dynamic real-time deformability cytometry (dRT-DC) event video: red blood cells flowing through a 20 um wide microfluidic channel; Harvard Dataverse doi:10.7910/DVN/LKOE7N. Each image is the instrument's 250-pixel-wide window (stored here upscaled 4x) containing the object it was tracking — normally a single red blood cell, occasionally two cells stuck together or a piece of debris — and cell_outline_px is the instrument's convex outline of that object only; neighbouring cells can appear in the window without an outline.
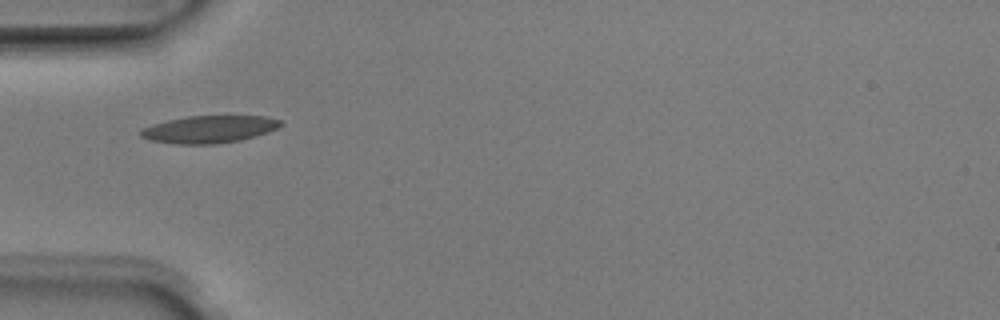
{"species": "Egyptian fruit bat (a non-hibernating species)", "species_latin": "Rousettus aegyptiacus", "temperature_condition": "room temperature", "stored_images_in_passage": 5, "camera_frame_rate_fps": 3000, "um_per_image_px": 0.085, "animal": {"sex": "male"}, "frame": {"image": 1, "passage_image": 1, "time_ms": 0.0, "image_size_px": [1000, 320], "cell_outline_px": [[284, 124], [268, 132], [240, 140], [216, 144], [176, 144], [148, 140], [140, 136], [140, 128], [152, 124], [168, 120], [188, 116], [264, 116], [280, 120]], "centroid_in_image_um": [17.74, 10.99], "position_along_channel_um": 67.3, "area_um2": 22.31}}
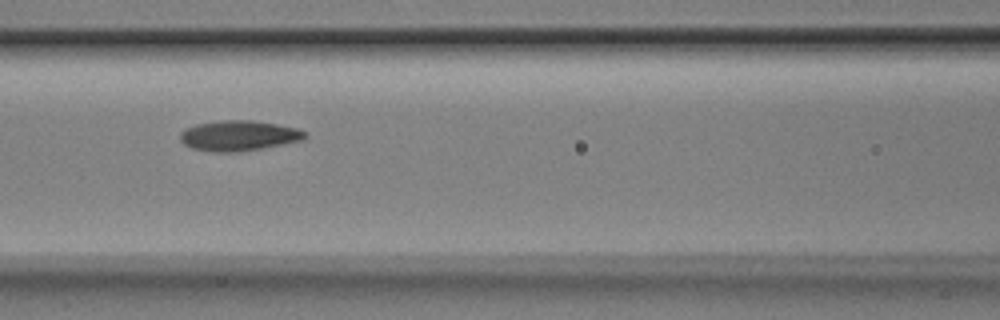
{"frame": {"image": 2, "passage_image": 3, "time_ms": 0.667, "image_size_px": [1000, 320], "cell_outline_px": [[308, 136], [300, 140], [260, 148], [236, 152], [212, 152], [192, 148], [184, 144], [180, 140], [180, 132], [184, 128], [196, 124], [220, 120], [252, 120], [276, 124], [296, 128], [304, 132]], "centroid_in_image_um": [20.22, 11.52], "position_along_channel_um": 146.4, "area_um2": 21.85}}
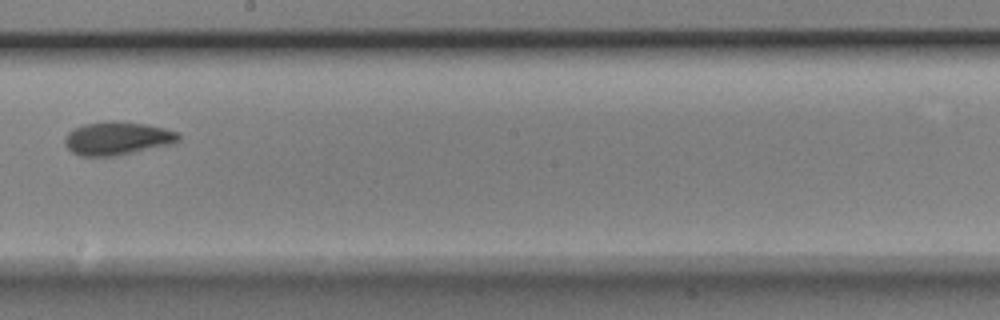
{"frame": {"image": 3, "passage_image": 5, "time_ms": 1.333, "image_size_px": [1000, 320], "cell_outline_px": [[180, 140], [172, 144], [116, 156], [80, 156], [72, 152], [64, 144], [64, 140], [68, 132], [84, 124], [112, 120], [116, 120], [144, 124], [164, 128], [180, 132]], "centroid_in_image_um": [9.99, 11.76], "position_along_channel_um": 238.2, "area_um2": 22.14}}